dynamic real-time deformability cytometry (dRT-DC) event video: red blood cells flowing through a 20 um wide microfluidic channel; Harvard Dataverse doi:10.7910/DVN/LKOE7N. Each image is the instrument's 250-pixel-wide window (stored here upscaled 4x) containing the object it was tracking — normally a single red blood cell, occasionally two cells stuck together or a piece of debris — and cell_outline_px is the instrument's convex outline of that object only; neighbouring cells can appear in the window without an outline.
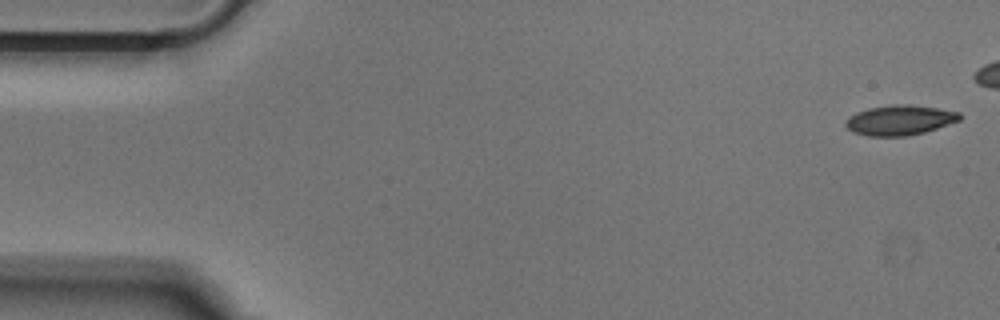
{"species": "Egyptian fruit bat (a non-hibernating species)", "species_latin": "Rousettus aegyptiacus", "temperature_condition": "cold", "stored_images_in_passage": 42, "camera_frame_rate_fps": 3000, "um_per_image_px": 0.085, "animal": {"sex": "male"}, "frame": {"image": 1, "passage_image": 1, "time_ms": 0.0, "image_size_px": [1000, 320], "cell_outline_px": [[960, 120], [924, 132], [908, 136], [868, 136], [852, 132], [844, 124], [848, 116], [856, 112], [868, 108], [892, 104], [908, 104], [936, 108], [960, 112]], "centroid_in_image_um": [76.43, 10.21], "position_along_channel_um": 8.6, "area_um2": 19.94}}
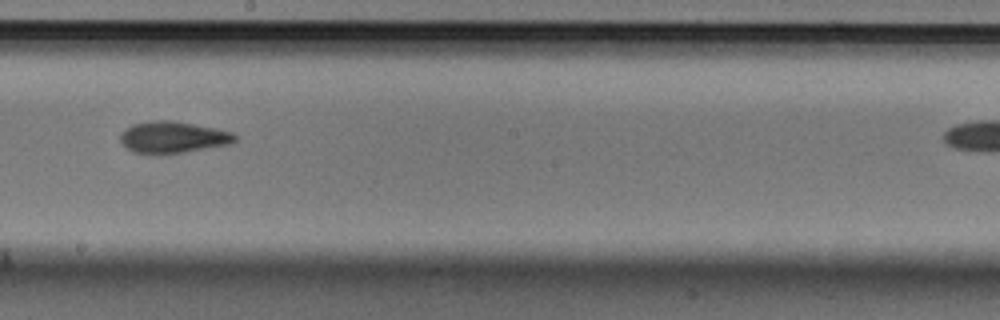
{"frame": {"image": 2, "passage_image": 28, "time_ms": 9.0, "image_size_px": [1000, 320], "cell_outline_px": [[236, 140], [232, 144], [184, 152], [132, 152], [120, 140], [120, 132], [124, 128], [132, 124], [156, 120], [172, 120], [216, 128], [232, 132], [236, 136]], "centroid_in_image_um": [14.72, 11.63], "position_along_channel_um": 233.5, "area_um2": 20.81}}
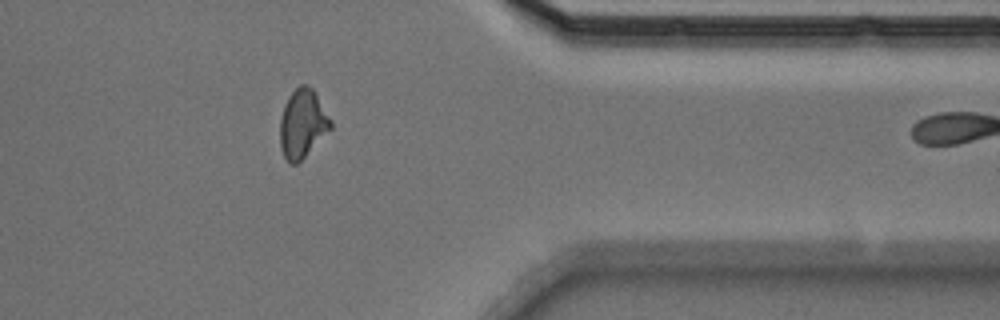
{"frame": {"image": 3, "passage_image": 41, "time_ms": 13.333, "image_size_px": [1000, 320], "cell_outline_px": [[332, 128], [296, 164], [288, 164], [280, 148], [280, 120], [284, 104], [288, 96], [300, 84], [308, 84], [316, 92], [332, 120]], "centroid_in_image_um": [25.72, 10.48], "position_along_channel_um": 385.7, "area_um2": 20.35}}